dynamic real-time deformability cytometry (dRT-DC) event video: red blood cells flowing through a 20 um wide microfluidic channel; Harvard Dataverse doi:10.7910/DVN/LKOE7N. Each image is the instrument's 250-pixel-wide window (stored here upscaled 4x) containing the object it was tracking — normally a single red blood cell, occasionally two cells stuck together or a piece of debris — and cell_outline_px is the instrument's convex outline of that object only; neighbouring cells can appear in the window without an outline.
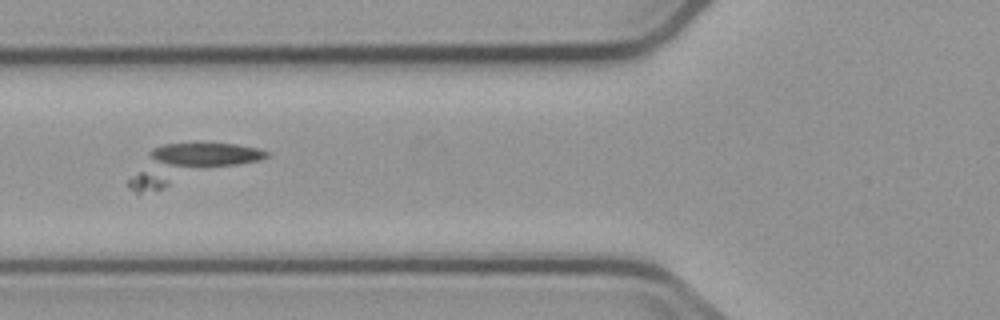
{"species": "common noctule bat (a hibernating species)", "species_latin": "Nyctalus noctula", "temperature_condition": "cold", "stored_images_in_passage": 16, "camera_frame_rate_fps": 3000, "um_per_image_px": 0.085, "animal": {"sex": "male", "body_mass_g": 23.1, "forearm_length_mm": 52.7}, "frame": {"image": 1, "passage_image": 6, "time_ms": 7.333, "image_size_px": [1000, 320], "cell_outline_px": [[268, 156], [260, 160], [164, 188], [136, 196], [128, 188], [128, 180], [148, 152], [152, 148], [164, 144], [236, 144], [260, 148], [268, 152]], "centroid_in_image_um": [16.0, 13.94], "position_along_channel_um": 109.8, "area_um2": 29.88}}
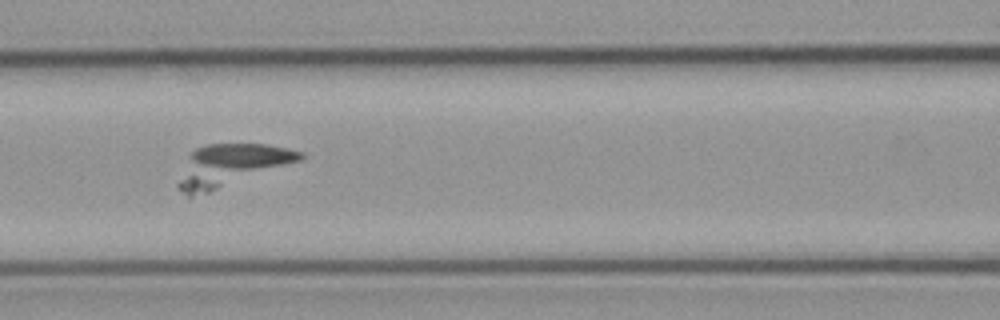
{"frame": {"image": 2, "passage_image": 7, "time_ms": 8.333, "image_size_px": [1000, 320], "cell_outline_px": [[304, 156], [300, 160], [208, 192], [188, 196], [176, 188], [176, 184], [192, 152], [196, 148], [208, 144], [264, 144], [304, 152]], "centroid_in_image_um": [19.61, 14.04], "position_along_channel_um": 147.0, "area_um2": 28.78}}